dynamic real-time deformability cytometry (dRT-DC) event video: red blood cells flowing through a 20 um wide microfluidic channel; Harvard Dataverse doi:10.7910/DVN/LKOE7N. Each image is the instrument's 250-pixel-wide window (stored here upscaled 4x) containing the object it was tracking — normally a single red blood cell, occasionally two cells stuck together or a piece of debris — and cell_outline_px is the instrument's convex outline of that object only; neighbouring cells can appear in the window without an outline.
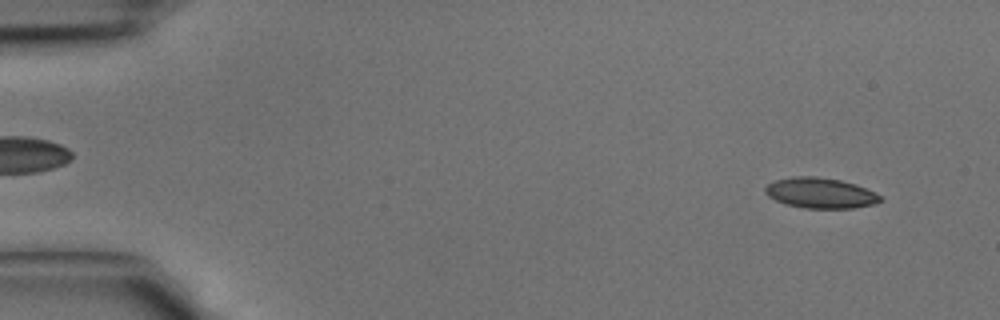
{"species": "common noctule bat (a hibernating species)", "species_latin": "Nyctalus noctula", "temperature_condition": "cold", "stored_images_in_passage": 42, "camera_frame_rate_fps": 3000, "um_per_image_px": 0.085, "animal": {"sex": "male", "body_mass_g": 15.6}, "frame": {"image": 1, "passage_image": 3, "time_ms": 0.667, "image_size_px": [1000, 320], "cell_outline_px": [[884, 200], [876, 204], [852, 208], [804, 208], [784, 204], [768, 196], [764, 192], [764, 188], [768, 184], [776, 180], [792, 176], [816, 176], [840, 180], [856, 184], [880, 196]], "centroid_in_image_um": [69.71, 16.41], "position_along_channel_um": 15.3, "area_um2": 20.46}}
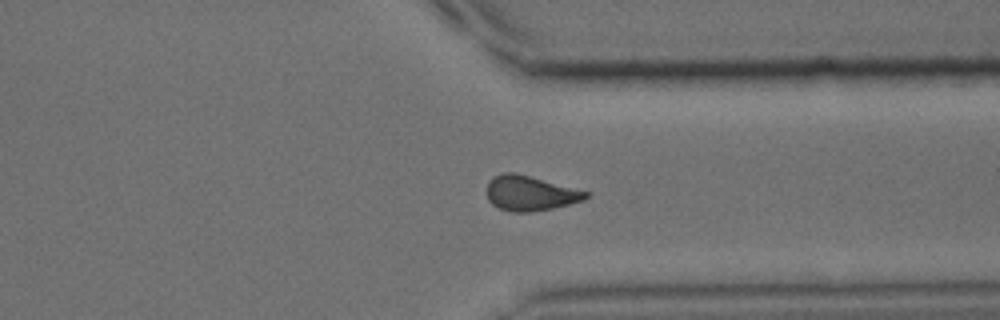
{"frame": {"image": 2, "passage_image": 32, "time_ms": 10.333, "image_size_px": [1000, 320], "cell_outline_px": [[588, 196], [584, 200], [552, 208], [528, 212], [512, 212], [500, 208], [492, 204], [488, 200], [488, 180], [492, 176], [504, 172], [516, 172], [588, 192]], "centroid_in_image_um": [45.02, 16.41], "position_along_channel_um": 366.4, "area_um2": 19.94}}
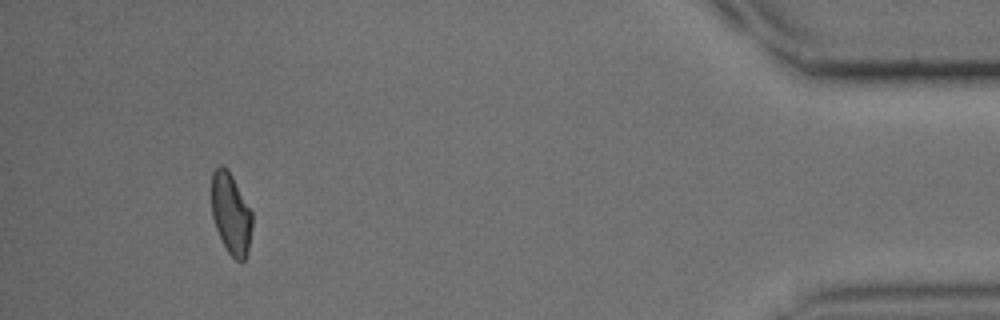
{"frame": {"image": 3, "passage_image": 39, "time_ms": 12.667, "image_size_px": [1000, 320], "cell_outline_px": [[252, 228], [248, 252], [244, 260], [236, 260], [228, 252], [216, 228], [212, 216], [212, 172], [220, 164], [228, 168], [252, 212]], "centroid_in_image_um": [19.63, 18.14], "position_along_channel_um": 415.6, "area_um2": 19.13}}